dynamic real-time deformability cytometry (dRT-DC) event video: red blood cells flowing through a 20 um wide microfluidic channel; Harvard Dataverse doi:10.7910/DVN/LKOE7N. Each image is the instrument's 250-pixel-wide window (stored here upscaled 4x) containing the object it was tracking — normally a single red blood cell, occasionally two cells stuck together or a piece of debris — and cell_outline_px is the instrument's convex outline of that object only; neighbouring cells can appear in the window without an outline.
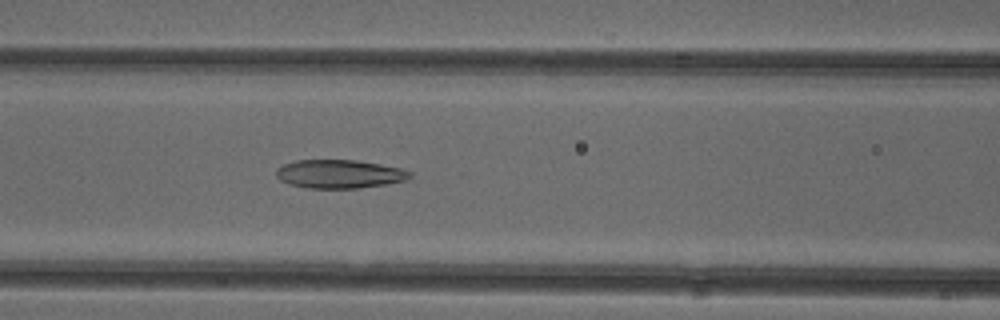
{"species": "common noctule bat (a hibernating species)", "species_latin": "Nyctalus noctula", "temperature_condition": "cold", "stored_images_in_passage": 37, "camera_frame_rate_fps": 3000, "um_per_image_px": 0.085, "animal": {"sex": "female"}, "frame": {"image": 1, "passage_image": 7, "time_ms": 2.0, "image_size_px": [1000, 320], "cell_outline_px": [[412, 176], [408, 180], [388, 184], [360, 188], [308, 188], [288, 184], [280, 180], [276, 176], [276, 168], [284, 164], [296, 160], [356, 160], [380, 164], [400, 168], [412, 172]], "centroid_in_image_um": [28.86, 14.79], "position_along_channel_um": 137.7, "area_um2": 22.43}}
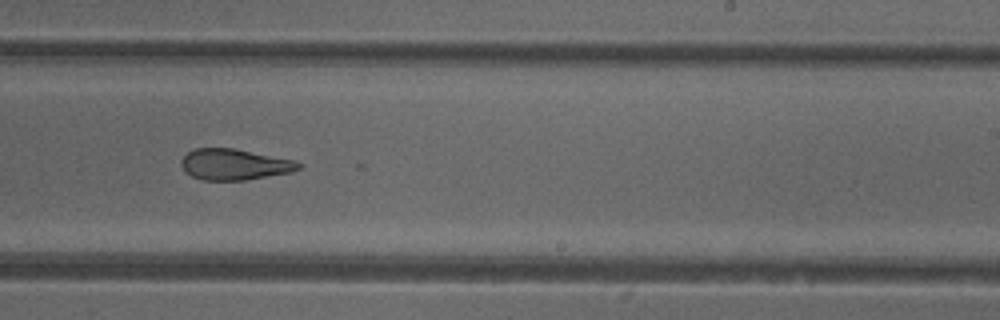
{"frame": {"image": 2, "passage_image": 17, "time_ms": 5.333, "image_size_px": [1000, 320], "cell_outline_px": [[304, 164], [300, 168], [292, 172], [244, 180], [200, 180], [184, 172], [180, 164], [180, 160], [188, 152], [196, 148], [232, 148], [292, 160]], "centroid_in_image_um": [19.88, 13.99], "position_along_channel_um": 269.1, "area_um2": 21.1}}
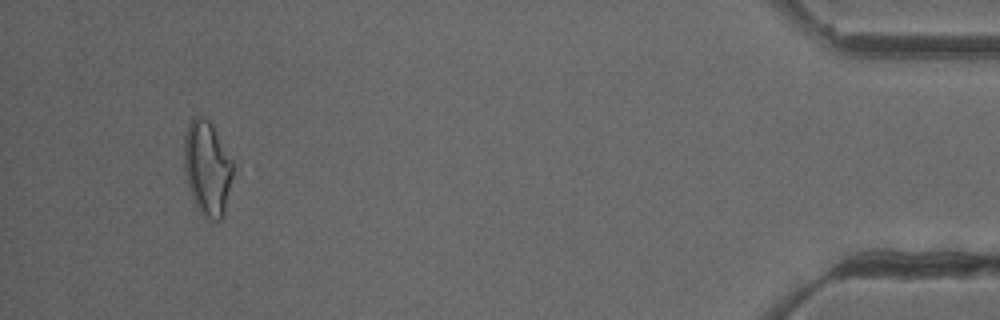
{"frame": {"image": 3, "passage_image": 34, "time_ms": 11.0, "image_size_px": [1000, 320], "cell_outline_px": [[232, 176], [224, 216], [220, 220], [212, 224], [208, 224], [196, 208], [188, 184], [184, 168], [184, 136], [188, 120], [192, 116], [200, 116], [208, 120], [212, 124], [232, 160]], "centroid_in_image_um": [17.6, 14.35], "position_along_channel_um": 417.6, "area_um2": 27.4}}